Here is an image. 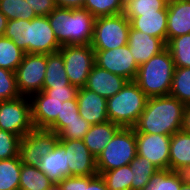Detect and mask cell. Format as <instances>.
<instances>
[{"instance_id":"obj_42","label":"cell","mask_w":190,"mask_h":190,"mask_svg":"<svg viewBox=\"0 0 190 190\" xmlns=\"http://www.w3.org/2000/svg\"><path fill=\"white\" fill-rule=\"evenodd\" d=\"M82 190H108L101 175L82 176Z\"/></svg>"},{"instance_id":"obj_30","label":"cell","mask_w":190,"mask_h":190,"mask_svg":"<svg viewBox=\"0 0 190 190\" xmlns=\"http://www.w3.org/2000/svg\"><path fill=\"white\" fill-rule=\"evenodd\" d=\"M24 55L25 51L17 47L11 39L0 37V68L15 72Z\"/></svg>"},{"instance_id":"obj_34","label":"cell","mask_w":190,"mask_h":190,"mask_svg":"<svg viewBox=\"0 0 190 190\" xmlns=\"http://www.w3.org/2000/svg\"><path fill=\"white\" fill-rule=\"evenodd\" d=\"M0 12L8 20H32L37 17L26 0H0Z\"/></svg>"},{"instance_id":"obj_20","label":"cell","mask_w":190,"mask_h":190,"mask_svg":"<svg viewBox=\"0 0 190 190\" xmlns=\"http://www.w3.org/2000/svg\"><path fill=\"white\" fill-rule=\"evenodd\" d=\"M169 170L190 175V134L182 130L170 139Z\"/></svg>"},{"instance_id":"obj_33","label":"cell","mask_w":190,"mask_h":190,"mask_svg":"<svg viewBox=\"0 0 190 190\" xmlns=\"http://www.w3.org/2000/svg\"><path fill=\"white\" fill-rule=\"evenodd\" d=\"M108 190H131L132 171L130 164L100 174Z\"/></svg>"},{"instance_id":"obj_12","label":"cell","mask_w":190,"mask_h":190,"mask_svg":"<svg viewBox=\"0 0 190 190\" xmlns=\"http://www.w3.org/2000/svg\"><path fill=\"white\" fill-rule=\"evenodd\" d=\"M95 65L128 81H134L139 65L136 63L128 45L112 50H94Z\"/></svg>"},{"instance_id":"obj_10","label":"cell","mask_w":190,"mask_h":190,"mask_svg":"<svg viewBox=\"0 0 190 190\" xmlns=\"http://www.w3.org/2000/svg\"><path fill=\"white\" fill-rule=\"evenodd\" d=\"M47 66V54L25 53L15 71L17 88L21 96L30 97L43 90Z\"/></svg>"},{"instance_id":"obj_2","label":"cell","mask_w":190,"mask_h":190,"mask_svg":"<svg viewBox=\"0 0 190 190\" xmlns=\"http://www.w3.org/2000/svg\"><path fill=\"white\" fill-rule=\"evenodd\" d=\"M3 36L30 54L54 53L62 47L47 16H37L32 20H8Z\"/></svg>"},{"instance_id":"obj_4","label":"cell","mask_w":190,"mask_h":190,"mask_svg":"<svg viewBox=\"0 0 190 190\" xmlns=\"http://www.w3.org/2000/svg\"><path fill=\"white\" fill-rule=\"evenodd\" d=\"M174 61L170 51L165 48L159 54L139 65L135 82L148 98L170 94Z\"/></svg>"},{"instance_id":"obj_47","label":"cell","mask_w":190,"mask_h":190,"mask_svg":"<svg viewBox=\"0 0 190 190\" xmlns=\"http://www.w3.org/2000/svg\"><path fill=\"white\" fill-rule=\"evenodd\" d=\"M181 190H190V177L182 184Z\"/></svg>"},{"instance_id":"obj_15","label":"cell","mask_w":190,"mask_h":190,"mask_svg":"<svg viewBox=\"0 0 190 190\" xmlns=\"http://www.w3.org/2000/svg\"><path fill=\"white\" fill-rule=\"evenodd\" d=\"M32 122L36 129H47L60 116L65 99L51 98L43 90L30 97Z\"/></svg>"},{"instance_id":"obj_8","label":"cell","mask_w":190,"mask_h":190,"mask_svg":"<svg viewBox=\"0 0 190 190\" xmlns=\"http://www.w3.org/2000/svg\"><path fill=\"white\" fill-rule=\"evenodd\" d=\"M64 59L65 71L72 85L85 87L95 65V51L89 45H64L59 49Z\"/></svg>"},{"instance_id":"obj_43","label":"cell","mask_w":190,"mask_h":190,"mask_svg":"<svg viewBox=\"0 0 190 190\" xmlns=\"http://www.w3.org/2000/svg\"><path fill=\"white\" fill-rule=\"evenodd\" d=\"M58 185L60 190H82V176H67Z\"/></svg>"},{"instance_id":"obj_39","label":"cell","mask_w":190,"mask_h":190,"mask_svg":"<svg viewBox=\"0 0 190 190\" xmlns=\"http://www.w3.org/2000/svg\"><path fill=\"white\" fill-rule=\"evenodd\" d=\"M20 141V136L0 130V160L19 156Z\"/></svg>"},{"instance_id":"obj_28","label":"cell","mask_w":190,"mask_h":190,"mask_svg":"<svg viewBox=\"0 0 190 190\" xmlns=\"http://www.w3.org/2000/svg\"><path fill=\"white\" fill-rule=\"evenodd\" d=\"M132 171L131 190H142L159 169L147 158L136 156L130 163Z\"/></svg>"},{"instance_id":"obj_5","label":"cell","mask_w":190,"mask_h":190,"mask_svg":"<svg viewBox=\"0 0 190 190\" xmlns=\"http://www.w3.org/2000/svg\"><path fill=\"white\" fill-rule=\"evenodd\" d=\"M147 99L135 81H127L117 94L107 99L108 120L132 128L144 111Z\"/></svg>"},{"instance_id":"obj_18","label":"cell","mask_w":190,"mask_h":190,"mask_svg":"<svg viewBox=\"0 0 190 190\" xmlns=\"http://www.w3.org/2000/svg\"><path fill=\"white\" fill-rule=\"evenodd\" d=\"M128 80L97 65L91 69L85 88L108 99L117 94Z\"/></svg>"},{"instance_id":"obj_31","label":"cell","mask_w":190,"mask_h":190,"mask_svg":"<svg viewBox=\"0 0 190 190\" xmlns=\"http://www.w3.org/2000/svg\"><path fill=\"white\" fill-rule=\"evenodd\" d=\"M169 0H124L123 14L126 17H137L140 14L167 11Z\"/></svg>"},{"instance_id":"obj_23","label":"cell","mask_w":190,"mask_h":190,"mask_svg":"<svg viewBox=\"0 0 190 190\" xmlns=\"http://www.w3.org/2000/svg\"><path fill=\"white\" fill-rule=\"evenodd\" d=\"M120 128V125L109 120L104 123L91 125L83 138L84 144L93 156L97 158Z\"/></svg>"},{"instance_id":"obj_19","label":"cell","mask_w":190,"mask_h":190,"mask_svg":"<svg viewBox=\"0 0 190 190\" xmlns=\"http://www.w3.org/2000/svg\"><path fill=\"white\" fill-rule=\"evenodd\" d=\"M190 33V1L169 0L167 4V42Z\"/></svg>"},{"instance_id":"obj_11","label":"cell","mask_w":190,"mask_h":190,"mask_svg":"<svg viewBox=\"0 0 190 190\" xmlns=\"http://www.w3.org/2000/svg\"><path fill=\"white\" fill-rule=\"evenodd\" d=\"M58 141L59 137L53 131L34 128L21 138L19 144L21 163L38 167L41 158L50 153Z\"/></svg>"},{"instance_id":"obj_7","label":"cell","mask_w":190,"mask_h":190,"mask_svg":"<svg viewBox=\"0 0 190 190\" xmlns=\"http://www.w3.org/2000/svg\"><path fill=\"white\" fill-rule=\"evenodd\" d=\"M130 21L121 13L97 17L94 20L93 37L90 45L93 50H112L127 45Z\"/></svg>"},{"instance_id":"obj_29","label":"cell","mask_w":190,"mask_h":190,"mask_svg":"<svg viewBox=\"0 0 190 190\" xmlns=\"http://www.w3.org/2000/svg\"><path fill=\"white\" fill-rule=\"evenodd\" d=\"M166 48L170 51L176 68L190 67V33L171 38Z\"/></svg>"},{"instance_id":"obj_13","label":"cell","mask_w":190,"mask_h":190,"mask_svg":"<svg viewBox=\"0 0 190 190\" xmlns=\"http://www.w3.org/2000/svg\"><path fill=\"white\" fill-rule=\"evenodd\" d=\"M137 155L147 158L159 170L169 169V135L135 133Z\"/></svg>"},{"instance_id":"obj_40","label":"cell","mask_w":190,"mask_h":190,"mask_svg":"<svg viewBox=\"0 0 190 190\" xmlns=\"http://www.w3.org/2000/svg\"><path fill=\"white\" fill-rule=\"evenodd\" d=\"M43 91L51 98L65 99V101H68L76 98L78 88L70 84L64 87H43Z\"/></svg>"},{"instance_id":"obj_6","label":"cell","mask_w":190,"mask_h":190,"mask_svg":"<svg viewBox=\"0 0 190 190\" xmlns=\"http://www.w3.org/2000/svg\"><path fill=\"white\" fill-rule=\"evenodd\" d=\"M137 156L135 131L121 127L96 158L98 174L128 165Z\"/></svg>"},{"instance_id":"obj_1","label":"cell","mask_w":190,"mask_h":190,"mask_svg":"<svg viewBox=\"0 0 190 190\" xmlns=\"http://www.w3.org/2000/svg\"><path fill=\"white\" fill-rule=\"evenodd\" d=\"M186 105L170 95L150 97L132 127L135 133L172 136L181 131Z\"/></svg>"},{"instance_id":"obj_38","label":"cell","mask_w":190,"mask_h":190,"mask_svg":"<svg viewBox=\"0 0 190 190\" xmlns=\"http://www.w3.org/2000/svg\"><path fill=\"white\" fill-rule=\"evenodd\" d=\"M90 127L91 124L79 116V119L68 122L57 135L59 140H83Z\"/></svg>"},{"instance_id":"obj_14","label":"cell","mask_w":190,"mask_h":190,"mask_svg":"<svg viewBox=\"0 0 190 190\" xmlns=\"http://www.w3.org/2000/svg\"><path fill=\"white\" fill-rule=\"evenodd\" d=\"M66 151V160L70 176L97 175L96 158L89 151L83 140H59Z\"/></svg>"},{"instance_id":"obj_37","label":"cell","mask_w":190,"mask_h":190,"mask_svg":"<svg viewBox=\"0 0 190 190\" xmlns=\"http://www.w3.org/2000/svg\"><path fill=\"white\" fill-rule=\"evenodd\" d=\"M20 96L15 72L0 68V101L12 100Z\"/></svg>"},{"instance_id":"obj_22","label":"cell","mask_w":190,"mask_h":190,"mask_svg":"<svg viewBox=\"0 0 190 190\" xmlns=\"http://www.w3.org/2000/svg\"><path fill=\"white\" fill-rule=\"evenodd\" d=\"M38 168L54 184H58L62 179L70 176L65 148L59 142H57L54 149L46 156L41 158Z\"/></svg>"},{"instance_id":"obj_45","label":"cell","mask_w":190,"mask_h":190,"mask_svg":"<svg viewBox=\"0 0 190 190\" xmlns=\"http://www.w3.org/2000/svg\"><path fill=\"white\" fill-rule=\"evenodd\" d=\"M181 130L190 134V105L186 106L184 110L183 124Z\"/></svg>"},{"instance_id":"obj_46","label":"cell","mask_w":190,"mask_h":190,"mask_svg":"<svg viewBox=\"0 0 190 190\" xmlns=\"http://www.w3.org/2000/svg\"><path fill=\"white\" fill-rule=\"evenodd\" d=\"M8 19L0 12V37L4 35Z\"/></svg>"},{"instance_id":"obj_9","label":"cell","mask_w":190,"mask_h":190,"mask_svg":"<svg viewBox=\"0 0 190 190\" xmlns=\"http://www.w3.org/2000/svg\"><path fill=\"white\" fill-rule=\"evenodd\" d=\"M34 129L28 96L0 101V130L24 137Z\"/></svg>"},{"instance_id":"obj_32","label":"cell","mask_w":190,"mask_h":190,"mask_svg":"<svg viewBox=\"0 0 190 190\" xmlns=\"http://www.w3.org/2000/svg\"><path fill=\"white\" fill-rule=\"evenodd\" d=\"M169 95L186 106L190 105V67H175Z\"/></svg>"},{"instance_id":"obj_26","label":"cell","mask_w":190,"mask_h":190,"mask_svg":"<svg viewBox=\"0 0 190 190\" xmlns=\"http://www.w3.org/2000/svg\"><path fill=\"white\" fill-rule=\"evenodd\" d=\"M53 182L37 167L22 164L19 190H46Z\"/></svg>"},{"instance_id":"obj_48","label":"cell","mask_w":190,"mask_h":190,"mask_svg":"<svg viewBox=\"0 0 190 190\" xmlns=\"http://www.w3.org/2000/svg\"><path fill=\"white\" fill-rule=\"evenodd\" d=\"M46 190H60V187L58 184H52L48 189Z\"/></svg>"},{"instance_id":"obj_3","label":"cell","mask_w":190,"mask_h":190,"mask_svg":"<svg viewBox=\"0 0 190 190\" xmlns=\"http://www.w3.org/2000/svg\"><path fill=\"white\" fill-rule=\"evenodd\" d=\"M47 17L61 46L91 43L95 17L87 10L56 7Z\"/></svg>"},{"instance_id":"obj_35","label":"cell","mask_w":190,"mask_h":190,"mask_svg":"<svg viewBox=\"0 0 190 190\" xmlns=\"http://www.w3.org/2000/svg\"><path fill=\"white\" fill-rule=\"evenodd\" d=\"M95 18L123 13L124 0H85L84 8Z\"/></svg>"},{"instance_id":"obj_27","label":"cell","mask_w":190,"mask_h":190,"mask_svg":"<svg viewBox=\"0 0 190 190\" xmlns=\"http://www.w3.org/2000/svg\"><path fill=\"white\" fill-rule=\"evenodd\" d=\"M20 157L0 160V190H19Z\"/></svg>"},{"instance_id":"obj_21","label":"cell","mask_w":190,"mask_h":190,"mask_svg":"<svg viewBox=\"0 0 190 190\" xmlns=\"http://www.w3.org/2000/svg\"><path fill=\"white\" fill-rule=\"evenodd\" d=\"M126 18L130 21L132 29L160 38L167 44V11H156V13L140 14L137 17Z\"/></svg>"},{"instance_id":"obj_17","label":"cell","mask_w":190,"mask_h":190,"mask_svg":"<svg viewBox=\"0 0 190 190\" xmlns=\"http://www.w3.org/2000/svg\"><path fill=\"white\" fill-rule=\"evenodd\" d=\"M127 45L136 63L141 65L166 48V44L157 37L130 27Z\"/></svg>"},{"instance_id":"obj_41","label":"cell","mask_w":190,"mask_h":190,"mask_svg":"<svg viewBox=\"0 0 190 190\" xmlns=\"http://www.w3.org/2000/svg\"><path fill=\"white\" fill-rule=\"evenodd\" d=\"M36 16H48L55 8V0H26Z\"/></svg>"},{"instance_id":"obj_24","label":"cell","mask_w":190,"mask_h":190,"mask_svg":"<svg viewBox=\"0 0 190 190\" xmlns=\"http://www.w3.org/2000/svg\"><path fill=\"white\" fill-rule=\"evenodd\" d=\"M70 84L65 71L62 54L59 51L47 54V66L43 87H64Z\"/></svg>"},{"instance_id":"obj_16","label":"cell","mask_w":190,"mask_h":190,"mask_svg":"<svg viewBox=\"0 0 190 190\" xmlns=\"http://www.w3.org/2000/svg\"><path fill=\"white\" fill-rule=\"evenodd\" d=\"M79 115L91 125L108 121L107 99L85 87L77 91Z\"/></svg>"},{"instance_id":"obj_36","label":"cell","mask_w":190,"mask_h":190,"mask_svg":"<svg viewBox=\"0 0 190 190\" xmlns=\"http://www.w3.org/2000/svg\"><path fill=\"white\" fill-rule=\"evenodd\" d=\"M79 116L77 98L64 101L61 105L60 116L47 129L58 134L68 125V122L79 119Z\"/></svg>"},{"instance_id":"obj_25","label":"cell","mask_w":190,"mask_h":190,"mask_svg":"<svg viewBox=\"0 0 190 190\" xmlns=\"http://www.w3.org/2000/svg\"><path fill=\"white\" fill-rule=\"evenodd\" d=\"M190 175L172 170H158L142 190H181Z\"/></svg>"},{"instance_id":"obj_44","label":"cell","mask_w":190,"mask_h":190,"mask_svg":"<svg viewBox=\"0 0 190 190\" xmlns=\"http://www.w3.org/2000/svg\"><path fill=\"white\" fill-rule=\"evenodd\" d=\"M85 0H55L57 8L83 9Z\"/></svg>"}]
</instances>
